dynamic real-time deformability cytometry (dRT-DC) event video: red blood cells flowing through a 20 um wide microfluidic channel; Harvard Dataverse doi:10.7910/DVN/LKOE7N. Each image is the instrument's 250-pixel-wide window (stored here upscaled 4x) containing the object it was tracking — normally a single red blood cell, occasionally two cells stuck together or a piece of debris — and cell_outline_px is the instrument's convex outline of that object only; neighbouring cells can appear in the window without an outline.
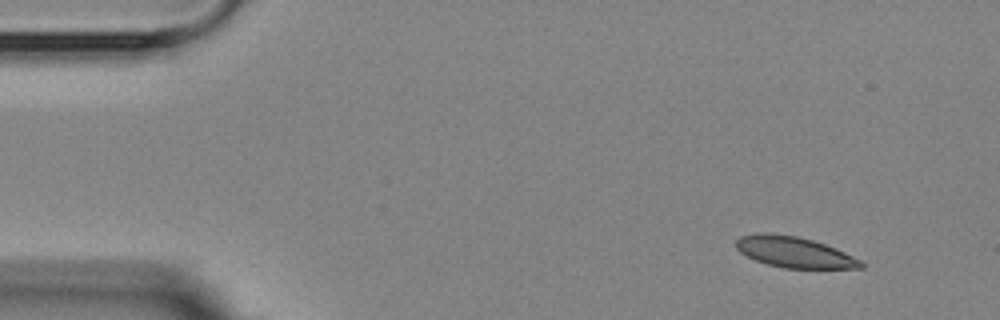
{"species": "Egyptian fruit bat (a non-hibernating species)", "species_latin": "Rousettus aegyptiacus", "temperature_condition": "room temperature", "stored_images_in_passage": 4, "camera_frame_rate_fps": 3000, "um_per_image_px": 0.085, "animal": {"sex": "female"}, "frame": {"image": 1, "passage_image": 1, "time_ms": 0.0, "image_size_px": [1000, 320], "cell_outline_px": [[864, 268], [784, 268], [768, 264], [756, 260], [740, 252], [736, 248], [736, 240], [740, 236], [756, 232], [768, 232], [796, 236], [812, 240], [836, 248], [860, 260], [864, 264]], "centroid_in_image_um": [67.48, 21.42], "position_along_channel_um": 17.5, "area_um2": 22.37}}
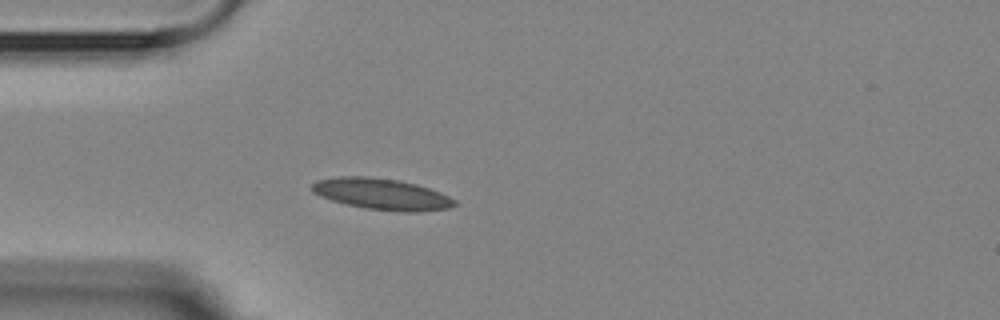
{"frame": {"image": 2, "passage_image": 4, "time_ms": 3.333, "image_size_px": [1000, 320], "cell_outline_px": [[456, 204], [448, 208], [420, 212], [400, 212], [368, 208], [348, 204], [332, 200], [320, 196], [312, 192], [312, 184], [316, 180], [340, 176], [368, 176], [396, 180], [416, 184], [440, 192], [456, 200]], "centroid_in_image_um": [32.45, 16.49], "position_along_channel_um": 52.6, "area_um2": 25.78}}